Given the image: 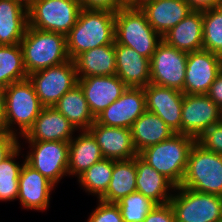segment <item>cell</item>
<instances>
[{
  "label": "cell",
  "instance_id": "cell-19",
  "mask_svg": "<svg viewBox=\"0 0 222 222\" xmlns=\"http://www.w3.org/2000/svg\"><path fill=\"white\" fill-rule=\"evenodd\" d=\"M88 131L106 159L128 160L138 155L132 142L131 129L101 125L95 121Z\"/></svg>",
  "mask_w": 222,
  "mask_h": 222
},
{
  "label": "cell",
  "instance_id": "cell-38",
  "mask_svg": "<svg viewBox=\"0 0 222 222\" xmlns=\"http://www.w3.org/2000/svg\"><path fill=\"white\" fill-rule=\"evenodd\" d=\"M143 222H175V215L170 203L156 204Z\"/></svg>",
  "mask_w": 222,
  "mask_h": 222
},
{
  "label": "cell",
  "instance_id": "cell-2",
  "mask_svg": "<svg viewBox=\"0 0 222 222\" xmlns=\"http://www.w3.org/2000/svg\"><path fill=\"white\" fill-rule=\"evenodd\" d=\"M196 139L185 134L171 138L142 150L138 155L156 171L179 187L187 168L188 155Z\"/></svg>",
  "mask_w": 222,
  "mask_h": 222
},
{
  "label": "cell",
  "instance_id": "cell-41",
  "mask_svg": "<svg viewBox=\"0 0 222 222\" xmlns=\"http://www.w3.org/2000/svg\"><path fill=\"white\" fill-rule=\"evenodd\" d=\"M190 8L195 11H203L222 6V0H185Z\"/></svg>",
  "mask_w": 222,
  "mask_h": 222
},
{
  "label": "cell",
  "instance_id": "cell-8",
  "mask_svg": "<svg viewBox=\"0 0 222 222\" xmlns=\"http://www.w3.org/2000/svg\"><path fill=\"white\" fill-rule=\"evenodd\" d=\"M80 10L78 0H39L28 9V26L67 36Z\"/></svg>",
  "mask_w": 222,
  "mask_h": 222
},
{
  "label": "cell",
  "instance_id": "cell-15",
  "mask_svg": "<svg viewBox=\"0 0 222 222\" xmlns=\"http://www.w3.org/2000/svg\"><path fill=\"white\" fill-rule=\"evenodd\" d=\"M146 111L144 88H131L95 118L98 124L130 129Z\"/></svg>",
  "mask_w": 222,
  "mask_h": 222
},
{
  "label": "cell",
  "instance_id": "cell-22",
  "mask_svg": "<svg viewBox=\"0 0 222 222\" xmlns=\"http://www.w3.org/2000/svg\"><path fill=\"white\" fill-rule=\"evenodd\" d=\"M163 41L180 51L190 53L203 49V11H191L162 36Z\"/></svg>",
  "mask_w": 222,
  "mask_h": 222
},
{
  "label": "cell",
  "instance_id": "cell-28",
  "mask_svg": "<svg viewBox=\"0 0 222 222\" xmlns=\"http://www.w3.org/2000/svg\"><path fill=\"white\" fill-rule=\"evenodd\" d=\"M136 156L128 160H113V172L107 191L99 198L107 203H118L136 191Z\"/></svg>",
  "mask_w": 222,
  "mask_h": 222
},
{
  "label": "cell",
  "instance_id": "cell-11",
  "mask_svg": "<svg viewBox=\"0 0 222 222\" xmlns=\"http://www.w3.org/2000/svg\"><path fill=\"white\" fill-rule=\"evenodd\" d=\"M187 57L188 53L162 41L150 59V83L183 91Z\"/></svg>",
  "mask_w": 222,
  "mask_h": 222
},
{
  "label": "cell",
  "instance_id": "cell-40",
  "mask_svg": "<svg viewBox=\"0 0 222 222\" xmlns=\"http://www.w3.org/2000/svg\"><path fill=\"white\" fill-rule=\"evenodd\" d=\"M215 104L222 108V71L217 75L214 82L210 85L206 94Z\"/></svg>",
  "mask_w": 222,
  "mask_h": 222
},
{
  "label": "cell",
  "instance_id": "cell-16",
  "mask_svg": "<svg viewBox=\"0 0 222 222\" xmlns=\"http://www.w3.org/2000/svg\"><path fill=\"white\" fill-rule=\"evenodd\" d=\"M94 118L119 99L127 86L117 75L78 78L77 83Z\"/></svg>",
  "mask_w": 222,
  "mask_h": 222
},
{
  "label": "cell",
  "instance_id": "cell-13",
  "mask_svg": "<svg viewBox=\"0 0 222 222\" xmlns=\"http://www.w3.org/2000/svg\"><path fill=\"white\" fill-rule=\"evenodd\" d=\"M222 71V57L207 50L188 53L184 94H207Z\"/></svg>",
  "mask_w": 222,
  "mask_h": 222
},
{
  "label": "cell",
  "instance_id": "cell-32",
  "mask_svg": "<svg viewBox=\"0 0 222 222\" xmlns=\"http://www.w3.org/2000/svg\"><path fill=\"white\" fill-rule=\"evenodd\" d=\"M21 144L0 163V201H14L18 197V183L22 164L16 161L21 155Z\"/></svg>",
  "mask_w": 222,
  "mask_h": 222
},
{
  "label": "cell",
  "instance_id": "cell-25",
  "mask_svg": "<svg viewBox=\"0 0 222 222\" xmlns=\"http://www.w3.org/2000/svg\"><path fill=\"white\" fill-rule=\"evenodd\" d=\"M136 191L156 204L169 203L175 186L161 173L151 167L139 155L136 156Z\"/></svg>",
  "mask_w": 222,
  "mask_h": 222
},
{
  "label": "cell",
  "instance_id": "cell-4",
  "mask_svg": "<svg viewBox=\"0 0 222 222\" xmlns=\"http://www.w3.org/2000/svg\"><path fill=\"white\" fill-rule=\"evenodd\" d=\"M20 45L28 75L70 59L67 53L66 36L59 33L28 26Z\"/></svg>",
  "mask_w": 222,
  "mask_h": 222
},
{
  "label": "cell",
  "instance_id": "cell-31",
  "mask_svg": "<svg viewBox=\"0 0 222 222\" xmlns=\"http://www.w3.org/2000/svg\"><path fill=\"white\" fill-rule=\"evenodd\" d=\"M113 159H102L80 174L79 186L99 199L106 191L112 178Z\"/></svg>",
  "mask_w": 222,
  "mask_h": 222
},
{
  "label": "cell",
  "instance_id": "cell-1",
  "mask_svg": "<svg viewBox=\"0 0 222 222\" xmlns=\"http://www.w3.org/2000/svg\"><path fill=\"white\" fill-rule=\"evenodd\" d=\"M67 53L73 60L80 53L115 43V13L81 9L75 26L66 36Z\"/></svg>",
  "mask_w": 222,
  "mask_h": 222
},
{
  "label": "cell",
  "instance_id": "cell-6",
  "mask_svg": "<svg viewBox=\"0 0 222 222\" xmlns=\"http://www.w3.org/2000/svg\"><path fill=\"white\" fill-rule=\"evenodd\" d=\"M180 186L222 196V155L206 150L195 141Z\"/></svg>",
  "mask_w": 222,
  "mask_h": 222
},
{
  "label": "cell",
  "instance_id": "cell-20",
  "mask_svg": "<svg viewBox=\"0 0 222 222\" xmlns=\"http://www.w3.org/2000/svg\"><path fill=\"white\" fill-rule=\"evenodd\" d=\"M138 7L161 36L193 11L185 0H142Z\"/></svg>",
  "mask_w": 222,
  "mask_h": 222
},
{
  "label": "cell",
  "instance_id": "cell-5",
  "mask_svg": "<svg viewBox=\"0 0 222 222\" xmlns=\"http://www.w3.org/2000/svg\"><path fill=\"white\" fill-rule=\"evenodd\" d=\"M162 36L149 24L138 6L123 7L115 13V42L151 59Z\"/></svg>",
  "mask_w": 222,
  "mask_h": 222
},
{
  "label": "cell",
  "instance_id": "cell-36",
  "mask_svg": "<svg viewBox=\"0 0 222 222\" xmlns=\"http://www.w3.org/2000/svg\"><path fill=\"white\" fill-rule=\"evenodd\" d=\"M196 142L206 150L222 155V122L205 130Z\"/></svg>",
  "mask_w": 222,
  "mask_h": 222
},
{
  "label": "cell",
  "instance_id": "cell-33",
  "mask_svg": "<svg viewBox=\"0 0 222 222\" xmlns=\"http://www.w3.org/2000/svg\"><path fill=\"white\" fill-rule=\"evenodd\" d=\"M203 50L222 57V6L203 10Z\"/></svg>",
  "mask_w": 222,
  "mask_h": 222
},
{
  "label": "cell",
  "instance_id": "cell-12",
  "mask_svg": "<svg viewBox=\"0 0 222 222\" xmlns=\"http://www.w3.org/2000/svg\"><path fill=\"white\" fill-rule=\"evenodd\" d=\"M221 122V108L206 94H184L182 134L197 139L205 130Z\"/></svg>",
  "mask_w": 222,
  "mask_h": 222
},
{
  "label": "cell",
  "instance_id": "cell-18",
  "mask_svg": "<svg viewBox=\"0 0 222 222\" xmlns=\"http://www.w3.org/2000/svg\"><path fill=\"white\" fill-rule=\"evenodd\" d=\"M77 130L54 107H43L32 127L20 138L26 142L63 141L70 142Z\"/></svg>",
  "mask_w": 222,
  "mask_h": 222
},
{
  "label": "cell",
  "instance_id": "cell-44",
  "mask_svg": "<svg viewBox=\"0 0 222 222\" xmlns=\"http://www.w3.org/2000/svg\"><path fill=\"white\" fill-rule=\"evenodd\" d=\"M21 4L25 9H29L35 2L39 0H14Z\"/></svg>",
  "mask_w": 222,
  "mask_h": 222
},
{
  "label": "cell",
  "instance_id": "cell-42",
  "mask_svg": "<svg viewBox=\"0 0 222 222\" xmlns=\"http://www.w3.org/2000/svg\"><path fill=\"white\" fill-rule=\"evenodd\" d=\"M5 95H6V88L0 86V126L2 123L4 109H5Z\"/></svg>",
  "mask_w": 222,
  "mask_h": 222
},
{
  "label": "cell",
  "instance_id": "cell-23",
  "mask_svg": "<svg viewBox=\"0 0 222 222\" xmlns=\"http://www.w3.org/2000/svg\"><path fill=\"white\" fill-rule=\"evenodd\" d=\"M73 61L78 78L116 75L115 43L84 51Z\"/></svg>",
  "mask_w": 222,
  "mask_h": 222
},
{
  "label": "cell",
  "instance_id": "cell-10",
  "mask_svg": "<svg viewBox=\"0 0 222 222\" xmlns=\"http://www.w3.org/2000/svg\"><path fill=\"white\" fill-rule=\"evenodd\" d=\"M29 151L26 162L51 181L56 187L63 177L68 176L69 142H27Z\"/></svg>",
  "mask_w": 222,
  "mask_h": 222
},
{
  "label": "cell",
  "instance_id": "cell-14",
  "mask_svg": "<svg viewBox=\"0 0 222 222\" xmlns=\"http://www.w3.org/2000/svg\"><path fill=\"white\" fill-rule=\"evenodd\" d=\"M146 110L159 116L175 133L182 134V105L180 90L149 83L144 87Z\"/></svg>",
  "mask_w": 222,
  "mask_h": 222
},
{
  "label": "cell",
  "instance_id": "cell-43",
  "mask_svg": "<svg viewBox=\"0 0 222 222\" xmlns=\"http://www.w3.org/2000/svg\"><path fill=\"white\" fill-rule=\"evenodd\" d=\"M124 7L138 6L142 0H118Z\"/></svg>",
  "mask_w": 222,
  "mask_h": 222
},
{
  "label": "cell",
  "instance_id": "cell-9",
  "mask_svg": "<svg viewBox=\"0 0 222 222\" xmlns=\"http://www.w3.org/2000/svg\"><path fill=\"white\" fill-rule=\"evenodd\" d=\"M34 90L44 107H54L59 99L78 83L74 61L38 70L28 75Z\"/></svg>",
  "mask_w": 222,
  "mask_h": 222
},
{
  "label": "cell",
  "instance_id": "cell-3",
  "mask_svg": "<svg viewBox=\"0 0 222 222\" xmlns=\"http://www.w3.org/2000/svg\"><path fill=\"white\" fill-rule=\"evenodd\" d=\"M43 107L28 78L12 83L6 87L0 127L20 138L32 127Z\"/></svg>",
  "mask_w": 222,
  "mask_h": 222
},
{
  "label": "cell",
  "instance_id": "cell-24",
  "mask_svg": "<svg viewBox=\"0 0 222 222\" xmlns=\"http://www.w3.org/2000/svg\"><path fill=\"white\" fill-rule=\"evenodd\" d=\"M79 132L69 142L68 176L72 175V177H78L92 165L104 159L93 135L88 130Z\"/></svg>",
  "mask_w": 222,
  "mask_h": 222
},
{
  "label": "cell",
  "instance_id": "cell-27",
  "mask_svg": "<svg viewBox=\"0 0 222 222\" xmlns=\"http://www.w3.org/2000/svg\"><path fill=\"white\" fill-rule=\"evenodd\" d=\"M28 27V10L14 0H0V45L20 44Z\"/></svg>",
  "mask_w": 222,
  "mask_h": 222
},
{
  "label": "cell",
  "instance_id": "cell-26",
  "mask_svg": "<svg viewBox=\"0 0 222 222\" xmlns=\"http://www.w3.org/2000/svg\"><path fill=\"white\" fill-rule=\"evenodd\" d=\"M130 129L132 142L138 154L147 147L156 145L176 134L159 116L147 110Z\"/></svg>",
  "mask_w": 222,
  "mask_h": 222
},
{
  "label": "cell",
  "instance_id": "cell-35",
  "mask_svg": "<svg viewBox=\"0 0 222 222\" xmlns=\"http://www.w3.org/2000/svg\"><path fill=\"white\" fill-rule=\"evenodd\" d=\"M98 206L92 210L87 222H123L122 214L117 203H107L97 200Z\"/></svg>",
  "mask_w": 222,
  "mask_h": 222
},
{
  "label": "cell",
  "instance_id": "cell-29",
  "mask_svg": "<svg viewBox=\"0 0 222 222\" xmlns=\"http://www.w3.org/2000/svg\"><path fill=\"white\" fill-rule=\"evenodd\" d=\"M54 108L67 118L77 131L88 130L95 122L83 91L78 84L66 92Z\"/></svg>",
  "mask_w": 222,
  "mask_h": 222
},
{
  "label": "cell",
  "instance_id": "cell-21",
  "mask_svg": "<svg viewBox=\"0 0 222 222\" xmlns=\"http://www.w3.org/2000/svg\"><path fill=\"white\" fill-rule=\"evenodd\" d=\"M116 75L127 87L144 88L150 83V59L115 42Z\"/></svg>",
  "mask_w": 222,
  "mask_h": 222
},
{
  "label": "cell",
  "instance_id": "cell-17",
  "mask_svg": "<svg viewBox=\"0 0 222 222\" xmlns=\"http://www.w3.org/2000/svg\"><path fill=\"white\" fill-rule=\"evenodd\" d=\"M55 185L26 161L21 169L18 183L20 205L27 210L46 211Z\"/></svg>",
  "mask_w": 222,
  "mask_h": 222
},
{
  "label": "cell",
  "instance_id": "cell-37",
  "mask_svg": "<svg viewBox=\"0 0 222 222\" xmlns=\"http://www.w3.org/2000/svg\"><path fill=\"white\" fill-rule=\"evenodd\" d=\"M81 9L116 13L124 6L118 0H78Z\"/></svg>",
  "mask_w": 222,
  "mask_h": 222
},
{
  "label": "cell",
  "instance_id": "cell-7",
  "mask_svg": "<svg viewBox=\"0 0 222 222\" xmlns=\"http://www.w3.org/2000/svg\"><path fill=\"white\" fill-rule=\"evenodd\" d=\"M175 222H218L222 218V196L175 187L169 201Z\"/></svg>",
  "mask_w": 222,
  "mask_h": 222
},
{
  "label": "cell",
  "instance_id": "cell-34",
  "mask_svg": "<svg viewBox=\"0 0 222 222\" xmlns=\"http://www.w3.org/2000/svg\"><path fill=\"white\" fill-rule=\"evenodd\" d=\"M117 205L120 208L123 222H143L156 203L135 191L125 196Z\"/></svg>",
  "mask_w": 222,
  "mask_h": 222
},
{
  "label": "cell",
  "instance_id": "cell-30",
  "mask_svg": "<svg viewBox=\"0 0 222 222\" xmlns=\"http://www.w3.org/2000/svg\"><path fill=\"white\" fill-rule=\"evenodd\" d=\"M27 78L21 45H0V86L6 88Z\"/></svg>",
  "mask_w": 222,
  "mask_h": 222
},
{
  "label": "cell",
  "instance_id": "cell-39",
  "mask_svg": "<svg viewBox=\"0 0 222 222\" xmlns=\"http://www.w3.org/2000/svg\"><path fill=\"white\" fill-rule=\"evenodd\" d=\"M19 138L0 127V163L18 146Z\"/></svg>",
  "mask_w": 222,
  "mask_h": 222
}]
</instances>
